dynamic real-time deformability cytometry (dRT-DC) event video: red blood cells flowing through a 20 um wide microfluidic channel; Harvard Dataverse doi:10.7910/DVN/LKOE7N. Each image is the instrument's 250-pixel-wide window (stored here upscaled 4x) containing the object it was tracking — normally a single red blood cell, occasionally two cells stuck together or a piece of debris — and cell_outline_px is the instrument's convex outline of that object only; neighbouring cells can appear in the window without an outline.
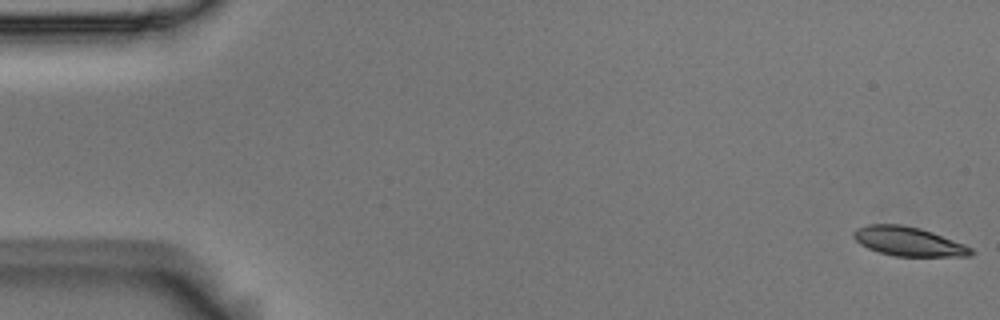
{"species": "Egyptian fruit bat (a non-hibernating species)", "species_latin": "Rousettus aegyptiacus", "temperature_condition": "room temperature", "stored_images_in_passage": 13, "camera_frame_rate_fps": 3000, "um_per_image_px": 0.085, "animal": {"sex": "male"}, "frame": {"image": 1, "passage_image": 1, "time_ms": 0.0, "image_size_px": [1000, 320], "cell_outline_px": [[976, 252], [972, 256], [896, 256], [880, 252], [868, 248], [860, 244], [852, 236], [852, 232], [856, 228], [868, 224], [900, 224], [920, 228], [932, 232], [964, 244], [972, 248]], "centroid_in_image_um": [77.22, 20.52], "position_along_channel_um": 7.8, "area_um2": 19.94}}